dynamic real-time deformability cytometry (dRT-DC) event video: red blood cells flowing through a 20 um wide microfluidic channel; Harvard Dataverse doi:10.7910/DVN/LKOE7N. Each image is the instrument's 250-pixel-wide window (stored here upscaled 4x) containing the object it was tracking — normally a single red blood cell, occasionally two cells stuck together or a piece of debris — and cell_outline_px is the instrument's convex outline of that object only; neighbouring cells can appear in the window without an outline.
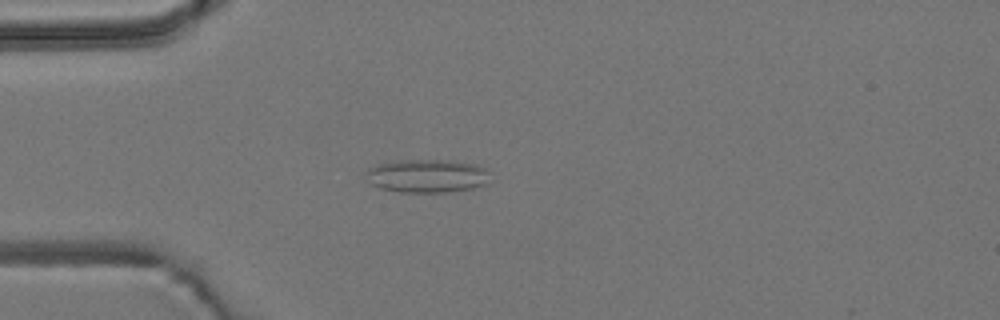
{"species": "common noctule bat (a hibernating species)", "species_latin": "Nyctalus noctula", "temperature_condition": "room temperature", "stored_images_in_passage": 3, "camera_frame_rate_fps": 3000, "um_per_image_px": 0.085, "animal": {"sex": "male", "body_mass_g": 19.2, "forearm_length_mm": 51.8}, "frame": {"image": 1, "passage_image": 1, "time_ms": 0.0, "image_size_px": [1000, 320], "cell_outline_px": [[492, 180], [488, 184], [472, 188], [444, 192], [396, 192], [380, 188], [372, 184], [368, 172], [368, 168], [376, 164], [396, 160], [448, 160], [476, 164], [488, 168]], "centroid_in_image_um": [36.39, 14.94], "position_along_channel_um": 48.6, "area_um2": 24.33}}